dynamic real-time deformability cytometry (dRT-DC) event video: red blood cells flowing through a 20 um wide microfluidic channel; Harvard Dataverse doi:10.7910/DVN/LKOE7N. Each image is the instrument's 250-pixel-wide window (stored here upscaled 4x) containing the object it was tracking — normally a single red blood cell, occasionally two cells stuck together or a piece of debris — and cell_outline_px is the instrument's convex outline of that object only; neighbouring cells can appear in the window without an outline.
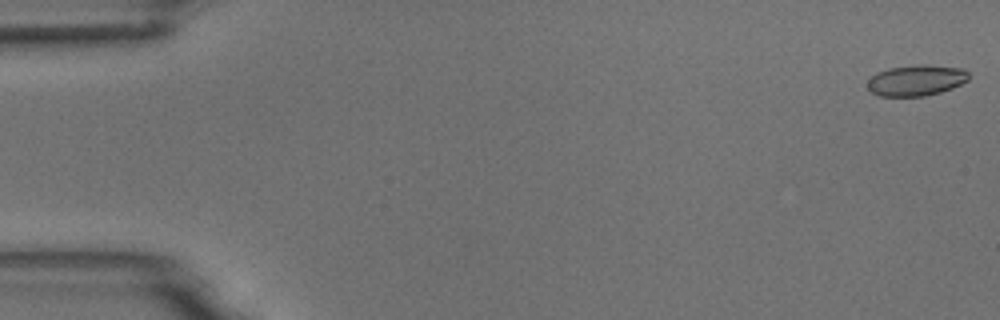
{"species": "common noctule bat (a hibernating species)", "species_latin": "Nyctalus noctula", "temperature_condition": "room temperature", "stored_images_in_passage": 6, "camera_frame_rate_fps": 3000, "um_per_image_px": 0.085, "animal": {"sex": "male", "body_mass_g": 18.8}, "frame": {"image": 1, "passage_image": 1, "time_ms": 0.0, "image_size_px": [1000, 320], "cell_outline_px": [[968, 80], [952, 88], [940, 92], [924, 96], [880, 96], [872, 92], [868, 88], [868, 80], [876, 72], [888, 68], [920, 64], [924, 64], [964, 68], [968, 72]], "centroid_in_image_um": [77.88, 6.82], "position_along_channel_um": 7.1, "area_um2": 18.26}}
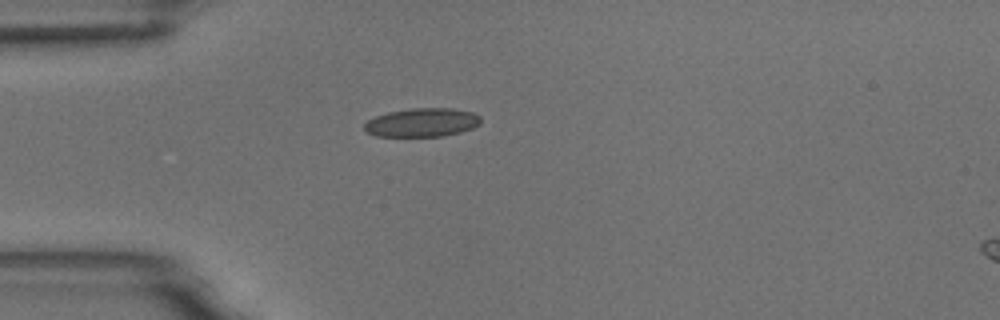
{"frame": {"image": 2, "passage_image": 5, "time_ms": 4.667, "image_size_px": [1000, 320], "cell_outline_px": [[480, 124], [472, 128], [460, 132], [440, 136], [376, 136], [368, 132], [364, 128], [364, 124], [368, 120], [376, 116], [388, 112], [412, 108], [452, 108], [472, 112], [480, 116]], "centroid_in_image_um": [35.88, 10.4], "position_along_channel_um": 49.1, "area_um2": 19.31}}